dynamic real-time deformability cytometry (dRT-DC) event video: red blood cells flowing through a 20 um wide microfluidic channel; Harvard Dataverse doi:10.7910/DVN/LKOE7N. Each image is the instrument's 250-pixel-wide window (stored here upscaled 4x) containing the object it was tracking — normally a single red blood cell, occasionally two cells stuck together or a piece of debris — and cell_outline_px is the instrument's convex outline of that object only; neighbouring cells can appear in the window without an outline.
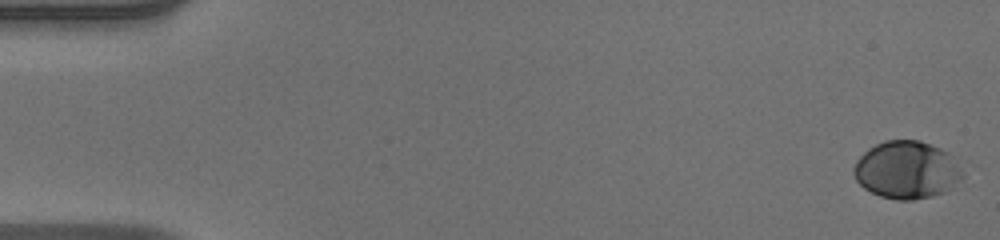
{"species": "human", "species_latin": "Homo sapiens", "temperature_condition": "warm", "stored_images_in_passage": 52, "camera_frame_rate_fps": 3000, "um_per_image_px": 0.085, "donor": {"sex": "male"}, "frame": {"image": 1, "passage_image": 1, "time_ms": 0.0, "image_size_px": [1000, 240], "cell_outline_px": [[964, 176], [960, 180], [944, 192], [932, 196], [912, 200], [896, 200], [880, 196], [864, 188], [856, 180], [852, 172], [852, 168], [856, 160], [868, 148], [884, 140], [920, 140], [940, 148], [956, 156], [964, 172]], "centroid_in_image_um": [77.09, 14.43], "position_along_channel_um": 7.9, "area_um2": 36.99}}
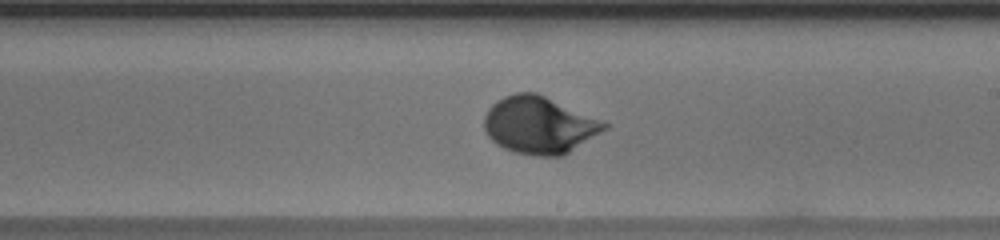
{"frame": {"image": 2, "passage_image": 31, "time_ms": 10.0, "image_size_px": [1000, 240], "cell_outline_px": [[608, 128], [564, 156], [532, 156], [516, 152], [504, 148], [496, 144], [488, 136], [484, 128], [484, 116], [488, 108], [496, 100], [504, 96], [516, 92], [536, 92], [608, 124]], "centroid_in_image_um": [45.79, 10.64], "position_along_channel_um": 243.2, "area_um2": 39.82}}
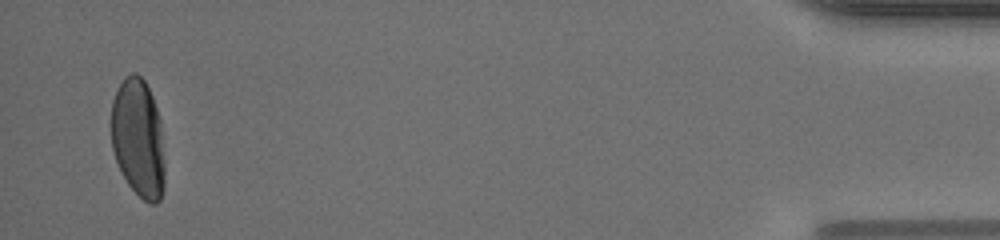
{"frame": {"image": 3, "passage_image": 51, "time_ms": 16.667, "image_size_px": [1000, 240], "cell_outline_px": [[164, 188], [160, 200], [156, 204], [148, 204], [128, 184], [116, 160], [112, 148], [112, 100], [124, 76], [132, 72], [136, 72], [144, 80], [152, 96], [160, 120], [164, 164]], "centroid_in_image_um": [11.76, 11.75], "position_along_channel_um": 423.4, "area_um2": 36.82}, "authors_computed_cell_mechanics": {"area_um2": 36.8186, "velocity_mm_per_s": 3.9422, "shape_relaxation_time_tau1_ms": 3.2259, "shape_relaxation_time_tau2_ms": null, "deformation_change_tau1": 0.166, "deformation_change_tau2": null}}